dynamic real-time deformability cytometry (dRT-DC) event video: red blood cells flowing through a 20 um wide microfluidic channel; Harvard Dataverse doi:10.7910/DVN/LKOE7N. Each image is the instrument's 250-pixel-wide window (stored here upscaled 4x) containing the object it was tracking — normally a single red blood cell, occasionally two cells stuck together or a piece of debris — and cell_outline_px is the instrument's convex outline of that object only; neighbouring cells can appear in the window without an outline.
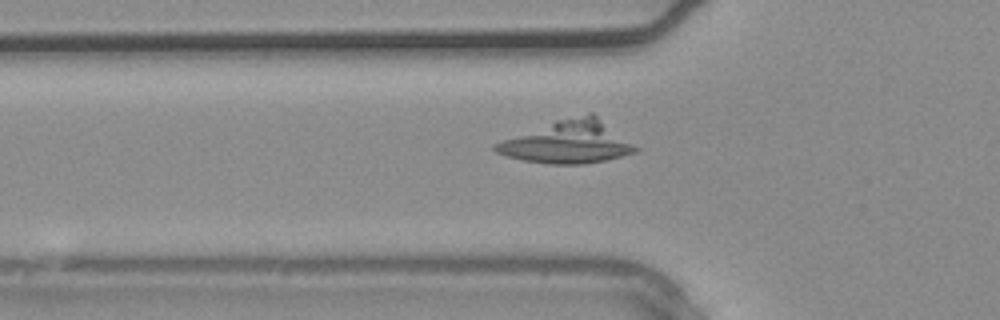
{"species": "common noctule bat (a hibernating species)", "species_latin": "Nyctalus noctula", "temperature_condition": "warm", "stored_images_in_passage": 30, "camera_frame_rate_fps": 3000, "um_per_image_px": 0.085, "animal": {"sex": "male", "body_mass_g": 20.4}, "frame": {"image": 1, "passage_image": 5, "time_ms": 1.333, "image_size_px": [1000, 320], "cell_outline_px": [[640, 148], [636, 152], [604, 160], [580, 164], [548, 164], [524, 160], [508, 156], [496, 152], [492, 148], [492, 144], [556, 120], [588, 112], [592, 112]], "centroid_in_image_um": [48.29, 12.08], "position_along_channel_um": 77.5, "area_um2": 34.28}}